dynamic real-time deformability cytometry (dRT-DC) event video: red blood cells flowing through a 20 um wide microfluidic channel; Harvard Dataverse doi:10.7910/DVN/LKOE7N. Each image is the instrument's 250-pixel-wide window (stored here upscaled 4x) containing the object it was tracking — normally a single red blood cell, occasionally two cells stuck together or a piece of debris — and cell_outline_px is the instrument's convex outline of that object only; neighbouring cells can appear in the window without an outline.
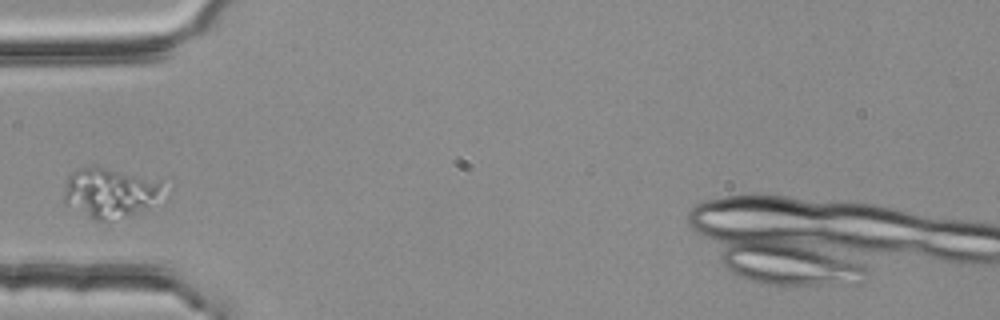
{"species": "common noctule bat (a hibernating species)", "species_latin": "Nyctalus noctula", "temperature_condition": "room temperature", "stored_images_in_passage": 1, "camera_frame_rate_fps": 3000, "um_per_image_px": 0.085, "animal": {"sex": "female", "body_mass_g": 25.1}, "frame": {"image": 1, "passage_image": 1, "time_ms": 0.0, "image_size_px": [1000, 320], "cell_outline_px": [[172, 192], [168, 200], [132, 212], [104, 220], [96, 220], [64, 204], [64, 188], [68, 176], [76, 168], [92, 164], [160, 184]], "centroid_in_image_um": [9.36, 16.37], "position_along_channel_um": 75.6, "area_um2": 28.5}}